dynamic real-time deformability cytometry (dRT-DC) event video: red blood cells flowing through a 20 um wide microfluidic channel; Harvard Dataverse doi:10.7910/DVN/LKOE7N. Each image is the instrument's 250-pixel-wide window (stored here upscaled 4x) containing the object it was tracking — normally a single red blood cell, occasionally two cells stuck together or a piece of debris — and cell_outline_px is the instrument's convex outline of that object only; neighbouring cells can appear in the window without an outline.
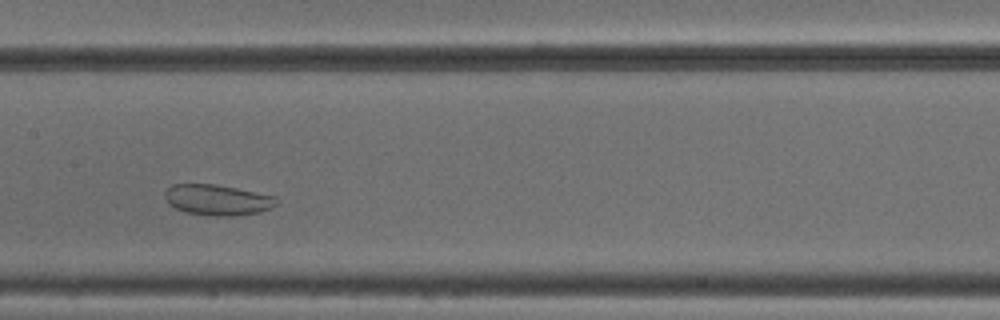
{"species": "common noctule bat (a hibernating species)", "species_latin": "Nyctalus noctula", "temperature_condition": "cold", "stored_images_in_passage": 36, "camera_frame_rate_fps": 3000, "um_per_image_px": 0.085, "animal": {"sex": "male", "body_mass_g": 18.8}, "frame": {"image": 1, "passage_image": 10, "time_ms": 3.0, "image_size_px": [1000, 320], "cell_outline_px": [[280, 200], [272, 208], [260, 212], [232, 216], [212, 216], [184, 212], [168, 204], [164, 196], [164, 192], [172, 184], [216, 184], [276, 196]], "centroid_in_image_um": [18.49, 16.99], "position_along_channel_um": 188.9, "area_um2": 20.17}}
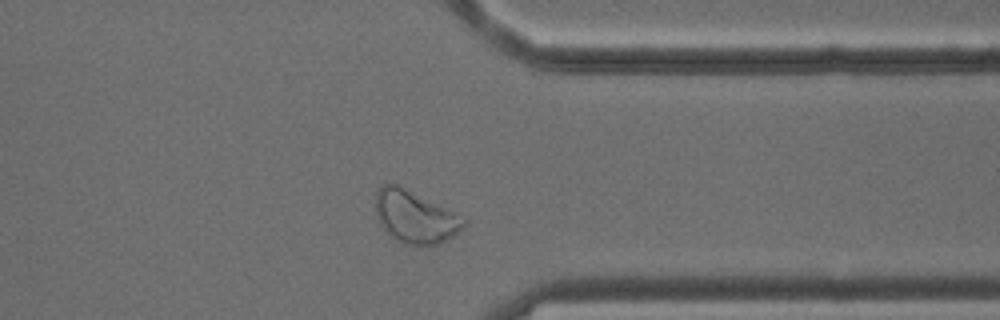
{"frame": {"image": 2, "passage_image": 25, "time_ms": 8.0, "image_size_px": [1000, 320], "cell_outline_px": [[468, 220], [464, 228], [452, 236], [436, 244], [404, 244], [396, 240], [380, 224], [376, 212], [376, 192], [380, 184], [396, 184]], "centroid_in_image_um": [35.25, 18.43], "position_along_channel_um": 376.2, "area_um2": 26.07}}
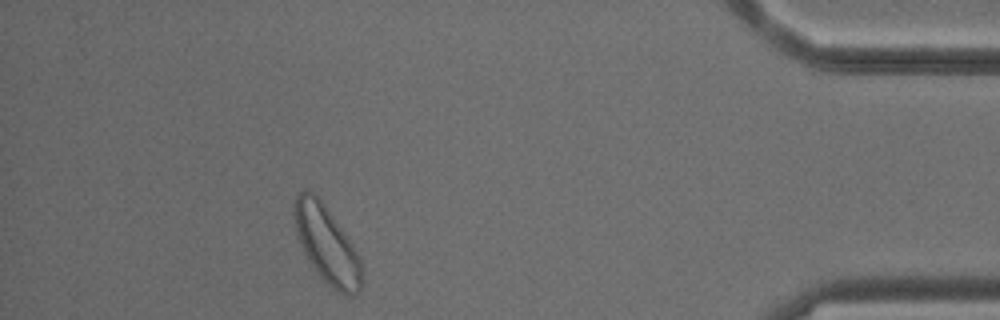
{"frame": {"image": 3, "passage_image": 31, "time_ms": 10.0, "image_size_px": [1000, 320], "cell_outline_px": [[364, 276], [360, 292], [352, 296], [344, 296], [336, 292], [320, 276], [304, 252], [296, 232], [292, 212], [296, 196], [304, 188], [312, 192], [324, 204], [344, 232], [352, 244], [360, 260]], "centroid_in_image_um": [27.79, 20.82], "position_along_channel_um": 407.4, "area_um2": 30.35}}